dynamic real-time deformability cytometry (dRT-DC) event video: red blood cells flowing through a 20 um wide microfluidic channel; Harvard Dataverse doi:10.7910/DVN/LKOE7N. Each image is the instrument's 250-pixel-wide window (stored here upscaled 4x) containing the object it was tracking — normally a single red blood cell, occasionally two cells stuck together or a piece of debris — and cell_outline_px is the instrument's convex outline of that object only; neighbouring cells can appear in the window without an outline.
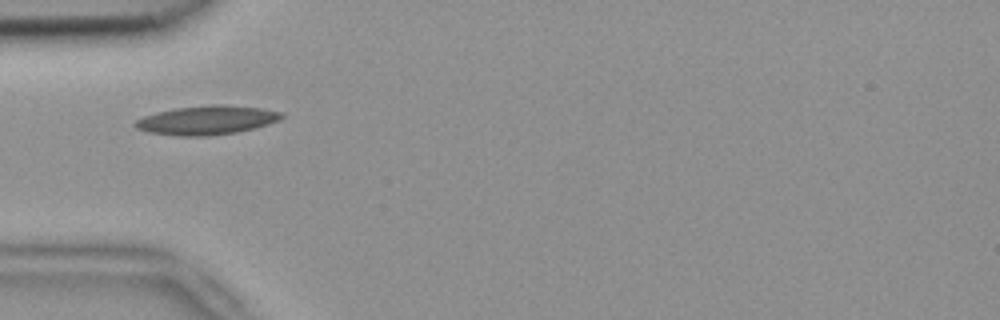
{"species": "common noctule bat (a hibernating species)", "species_latin": "Nyctalus noctula", "temperature_condition": "room temperature", "stored_images_in_passage": 1, "camera_frame_rate_fps": 3000, "um_per_image_px": 0.085, "animal": {"sex": "female", "body_mass_g": 18.4}, "frame": {"image": 1, "passage_image": 1, "time_ms": 0.0, "image_size_px": [1000, 320], "cell_outline_px": [[284, 116], [280, 120], [256, 128], [236, 132], [208, 136], [180, 136], [148, 132], [136, 128], [132, 124], [136, 120], [144, 116], [156, 112], [176, 108], [216, 104], [224, 104], [260, 108], [284, 112]], "centroid_in_image_um": [17.59, 10.21], "position_along_channel_um": 67.4, "area_um2": 24.8}}